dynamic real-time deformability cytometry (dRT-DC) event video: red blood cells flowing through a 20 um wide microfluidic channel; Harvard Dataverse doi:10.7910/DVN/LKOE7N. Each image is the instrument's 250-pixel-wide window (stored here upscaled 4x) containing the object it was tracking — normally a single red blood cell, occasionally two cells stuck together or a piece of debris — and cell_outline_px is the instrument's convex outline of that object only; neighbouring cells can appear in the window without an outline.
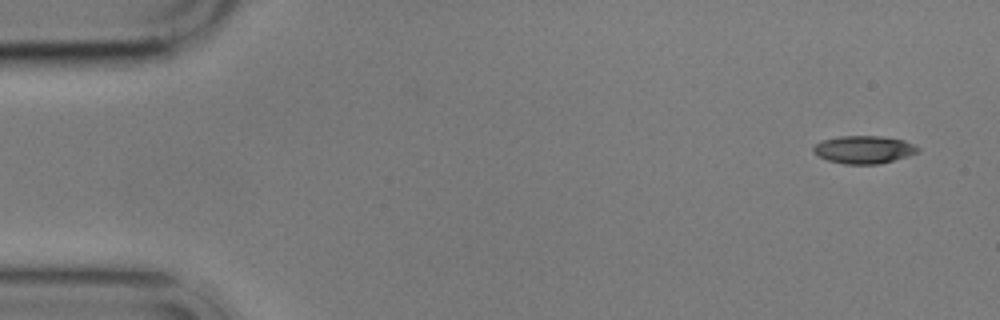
{"species": "common noctule bat (a hibernating species)", "species_latin": "Nyctalus noctula", "temperature_condition": "cold", "stored_images_in_passage": 3, "camera_frame_rate_fps": 3000, "um_per_image_px": 0.085, "animal": {"sex": "male", "body_mass_g": 17.9}, "frame": {"image": 1, "passage_image": 1, "time_ms": 0.0, "image_size_px": [1000, 320], "cell_outline_px": [[920, 152], [908, 156], [880, 164], [844, 164], [828, 160], [812, 152], [812, 148], [816, 144], [824, 140], [840, 136], [880, 136], [904, 140], [920, 148]], "centroid_in_image_um": [73.45, 12.72], "position_along_channel_um": 11.5, "area_um2": 16.88}}